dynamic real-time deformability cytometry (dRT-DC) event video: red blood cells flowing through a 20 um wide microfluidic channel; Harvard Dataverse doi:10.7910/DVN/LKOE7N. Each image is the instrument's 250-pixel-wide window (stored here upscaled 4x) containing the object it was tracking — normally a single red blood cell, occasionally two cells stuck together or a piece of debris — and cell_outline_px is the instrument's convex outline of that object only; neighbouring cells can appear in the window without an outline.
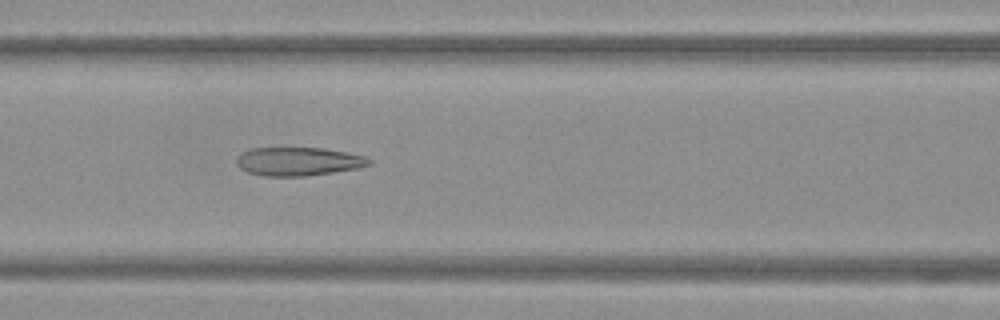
{"species": "Egyptian fruit bat (a non-hibernating species)", "species_latin": "Rousettus aegyptiacus", "temperature_condition": "warm", "stored_images_in_passage": 50, "camera_frame_rate_fps": 3000, "um_per_image_px": 0.085, "frame": {"image": 1, "passage_image": 22, "time_ms": 7.0, "image_size_px": [1000, 320], "cell_outline_px": [[372, 164], [356, 168], [332, 172], [304, 176], [264, 176], [248, 172], [240, 168], [236, 164], [236, 156], [252, 148], [324, 148], [348, 152], [364, 156], [372, 160]], "centroid_in_image_um": [25.35, 13.72], "position_along_channel_um": 141.2, "area_um2": 21.96}}
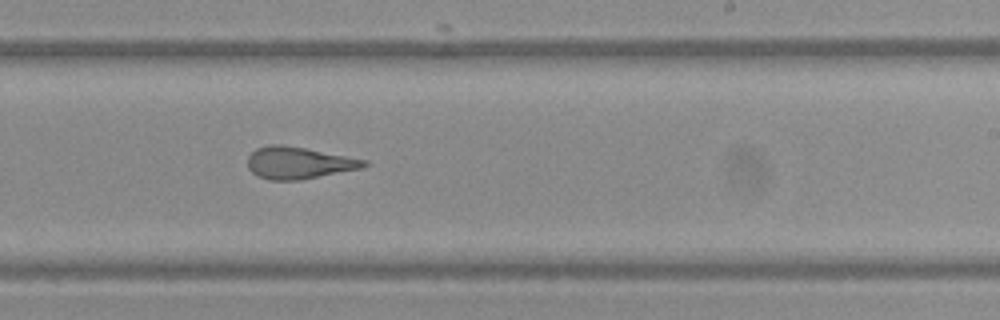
{"frame": {"image": 2, "passage_image": 31, "time_ms": 10.0, "image_size_px": [1000, 320], "cell_outline_px": [[368, 164], [364, 168], [300, 180], [268, 180], [256, 176], [248, 168], [248, 156], [256, 148], [268, 144], [280, 144], [304, 148], [368, 160]], "centroid_in_image_um": [25.38, 13.85], "position_along_channel_um": 263.6, "area_um2": 21.79}}
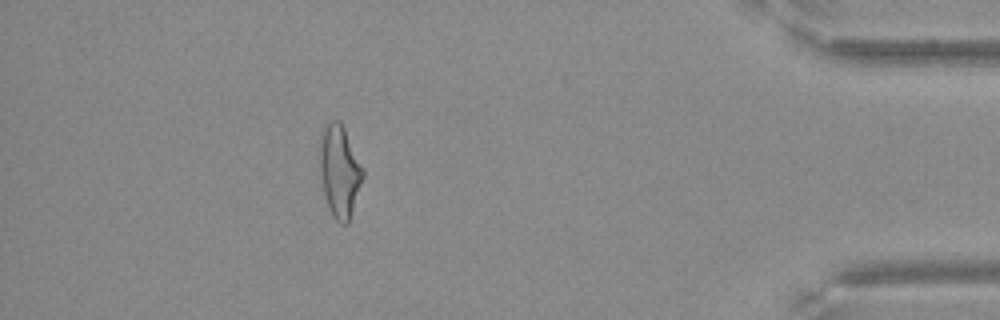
{"frame": {"image": 3, "passage_image": 45, "time_ms": 14.667, "image_size_px": [1000, 320], "cell_outline_px": [[364, 176], [348, 224], [340, 224], [332, 216], [328, 208], [324, 196], [320, 176], [320, 140], [324, 128], [332, 120], [340, 120], [364, 168]], "centroid_in_image_um": [28.87, 14.58], "position_along_channel_um": 406.3, "area_um2": 23.18}}